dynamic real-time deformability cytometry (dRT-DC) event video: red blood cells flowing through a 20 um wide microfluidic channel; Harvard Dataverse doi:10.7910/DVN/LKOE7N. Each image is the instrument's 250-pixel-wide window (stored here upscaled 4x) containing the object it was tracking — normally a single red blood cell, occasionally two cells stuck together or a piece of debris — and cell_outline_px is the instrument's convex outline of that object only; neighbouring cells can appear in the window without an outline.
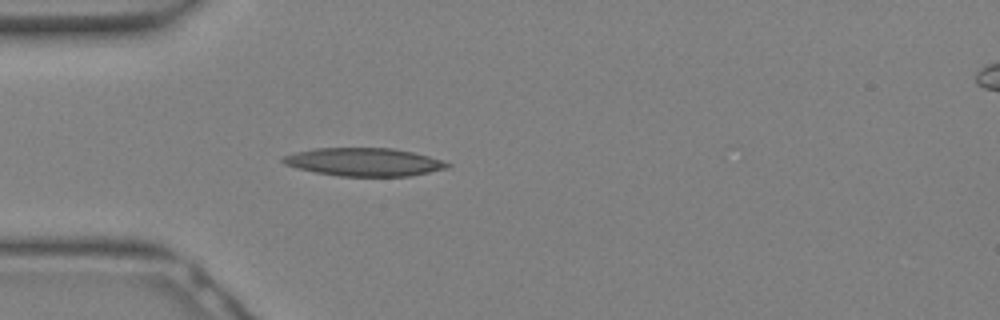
{"species": "Egyptian fruit bat (a non-hibernating species)", "species_latin": "Rousettus aegyptiacus", "temperature_condition": "warm", "stored_images_in_passage": 13, "camera_frame_rate_fps": 3000, "um_per_image_px": 0.085, "animal": {"sex": "female"}, "frame": {"image": 1, "passage_image": 1, "time_ms": 0.0, "image_size_px": [1000, 320], "cell_outline_px": [[452, 164], [448, 168], [408, 176], [336, 176], [316, 172], [284, 164], [280, 160], [284, 156], [296, 152], [316, 148], [392, 148], [412, 152], [428, 156]], "centroid_in_image_um": [30.94, 13.77], "position_along_channel_um": 54.1, "area_um2": 26.65}}
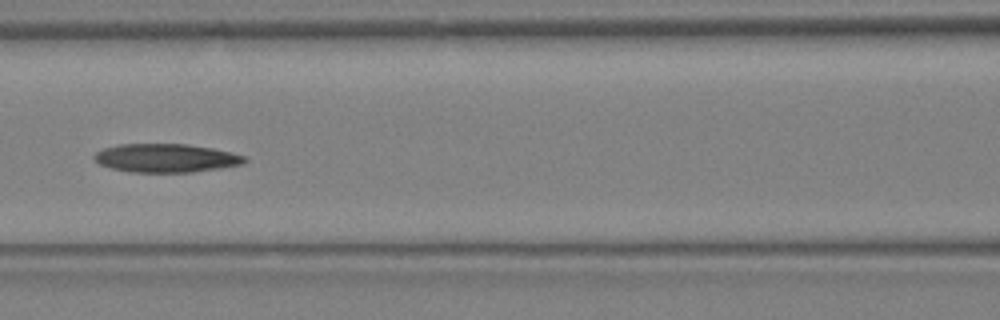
{"frame": {"image": 2, "passage_image": 6, "time_ms": 1.667, "image_size_px": [1000, 320], "cell_outline_px": [[248, 160], [244, 164], [192, 172], [128, 172], [112, 168], [100, 164], [92, 156], [96, 152], [104, 148], [120, 144], [188, 144], [212, 148], [232, 152], [248, 156]], "centroid_in_image_um": [14.15, 13.43], "position_along_channel_um": 152.5, "area_um2": 25.09}}
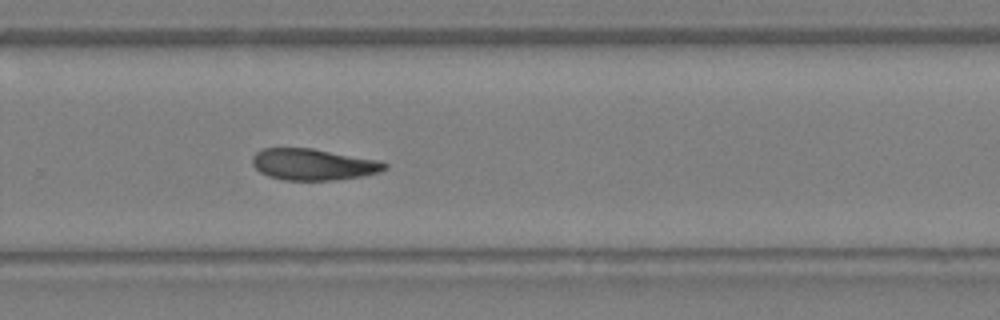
{"frame": {"image": 3, "passage_image": 13, "time_ms": 4.0, "image_size_px": [1000, 320], "cell_outline_px": [[388, 168], [380, 172], [364, 176], [332, 180], [284, 180], [268, 176], [260, 172], [252, 164], [252, 156], [256, 152], [264, 148], [312, 148], [376, 160], [388, 164]], "centroid_in_image_um": [26.61, 13.98], "position_along_channel_um": 303.2, "area_um2": 24.16}}